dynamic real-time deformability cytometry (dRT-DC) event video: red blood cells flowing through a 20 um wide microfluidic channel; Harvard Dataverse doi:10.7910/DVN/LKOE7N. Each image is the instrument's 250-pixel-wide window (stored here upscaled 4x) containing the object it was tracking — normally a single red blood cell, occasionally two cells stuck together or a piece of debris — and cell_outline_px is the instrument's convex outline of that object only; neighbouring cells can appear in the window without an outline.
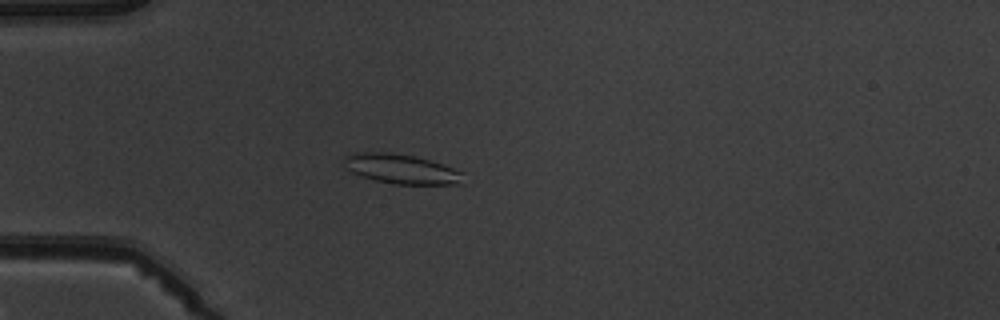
{"species": "common noctule bat (a hibernating species)", "species_latin": "Nyctalus noctula", "temperature_condition": "warm", "stored_images_in_passage": 4, "camera_frame_rate_fps": 3000, "um_per_image_px": 0.085, "animal": {"sex": "male", "body_mass_g": 19.5, "forearm_length_mm": 54.6}, "frame": {"image": 1, "passage_image": 4, "time_ms": 3.667, "image_size_px": [1000, 320], "cell_outline_px": [[464, 184], [392, 184], [376, 180], [352, 172], [344, 168], [344, 156], [356, 152], [388, 152], [412, 156], [428, 160], [464, 172]], "centroid_in_image_um": [34.11, 14.37], "position_along_channel_um": 50.9, "area_um2": 20.46}}